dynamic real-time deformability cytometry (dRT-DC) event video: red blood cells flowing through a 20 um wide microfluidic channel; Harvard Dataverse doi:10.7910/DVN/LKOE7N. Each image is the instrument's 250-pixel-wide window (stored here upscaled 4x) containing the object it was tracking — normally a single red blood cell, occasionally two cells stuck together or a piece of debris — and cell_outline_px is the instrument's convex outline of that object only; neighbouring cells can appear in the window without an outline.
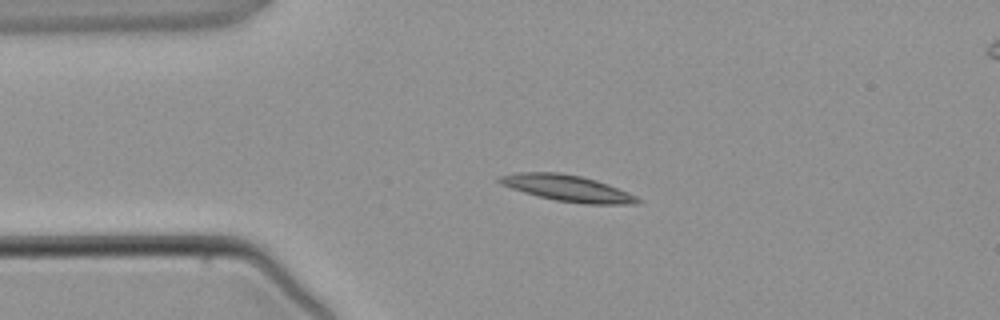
{"species": "common noctule bat (a hibernating species)", "species_latin": "Nyctalus noctula", "temperature_condition": "warm", "stored_images_in_passage": 3, "camera_frame_rate_fps": 3000, "um_per_image_px": 0.085, "animal": {"sex": "male", "body_mass_g": 21.5, "forearm_length_mm": 52.0}, "frame": {"image": 1, "passage_image": 1, "time_ms": 0.0, "image_size_px": [1000, 320], "cell_outline_px": [[644, 200], [636, 204], [584, 204], [556, 200], [524, 192], [500, 184], [496, 180], [500, 176], [516, 172], [560, 172], [580, 176], [596, 180], [608, 184], [628, 192]], "centroid_in_image_um": [48.26, 15.99], "position_along_channel_um": 36.7, "area_um2": 21.1}}
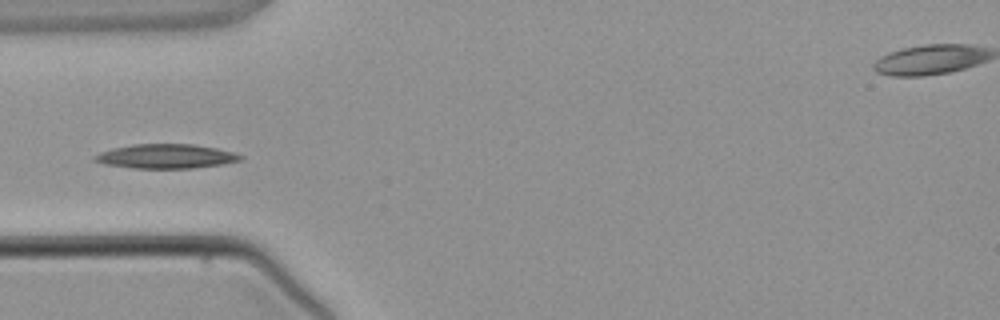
{"frame": {"image": 2, "passage_image": 2, "time_ms": 1.333, "image_size_px": [1000, 320], "cell_outline_px": [[244, 156], [240, 160], [224, 164], [192, 168], [132, 168], [104, 164], [92, 160], [92, 156], [100, 152], [112, 148], [132, 144], [196, 144], [216, 148], [232, 152]], "centroid_in_image_um": [14.07, 13.28], "position_along_channel_um": 70.9, "area_um2": 20.75}}